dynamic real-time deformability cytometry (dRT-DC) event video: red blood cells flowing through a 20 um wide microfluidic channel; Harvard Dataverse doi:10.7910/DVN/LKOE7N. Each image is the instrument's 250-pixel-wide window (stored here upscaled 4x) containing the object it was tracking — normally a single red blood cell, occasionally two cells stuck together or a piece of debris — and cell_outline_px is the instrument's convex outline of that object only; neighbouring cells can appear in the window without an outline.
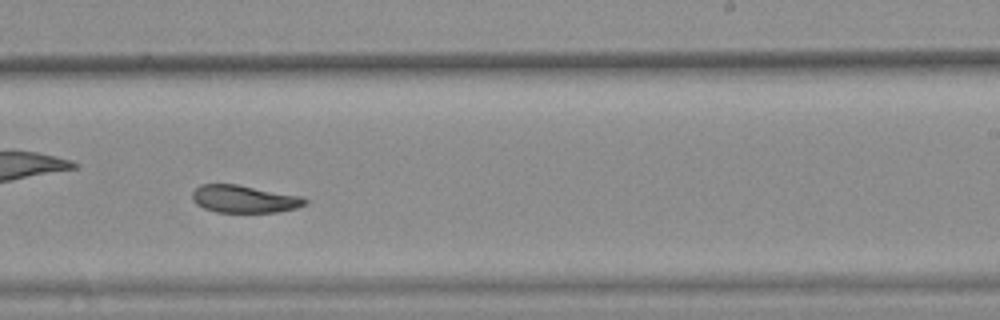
{"species": "common noctule bat (a hibernating species)", "species_latin": "Nyctalus noctula", "temperature_condition": "warm", "stored_images_in_passage": 35, "camera_frame_rate_fps": 3000, "um_per_image_px": 0.085, "animal": {"sex": "female", "body_mass_g": 25.1}, "frame": {"image": 1, "passage_image": 25, "time_ms": 8.0, "image_size_px": [1000, 320], "cell_outline_px": [[308, 204], [296, 208], [276, 212], [216, 212], [204, 208], [196, 204], [192, 200], [192, 192], [200, 184], [236, 184], [304, 196], [308, 200]], "centroid_in_image_um": [20.78, 16.91], "position_along_channel_um": 268.2, "area_um2": 18.26}, "authors_computed_cell_mechanics": {"area_um2": 19.1318, "velocity_mm_per_s": 3.7412, "shape_relaxation_time_tau1_ms": null, "shape_relaxation_time_tau2_ms": 4.3534, "deformation_change_tau1": null, "deformation_change_tau2": 0.0867}}